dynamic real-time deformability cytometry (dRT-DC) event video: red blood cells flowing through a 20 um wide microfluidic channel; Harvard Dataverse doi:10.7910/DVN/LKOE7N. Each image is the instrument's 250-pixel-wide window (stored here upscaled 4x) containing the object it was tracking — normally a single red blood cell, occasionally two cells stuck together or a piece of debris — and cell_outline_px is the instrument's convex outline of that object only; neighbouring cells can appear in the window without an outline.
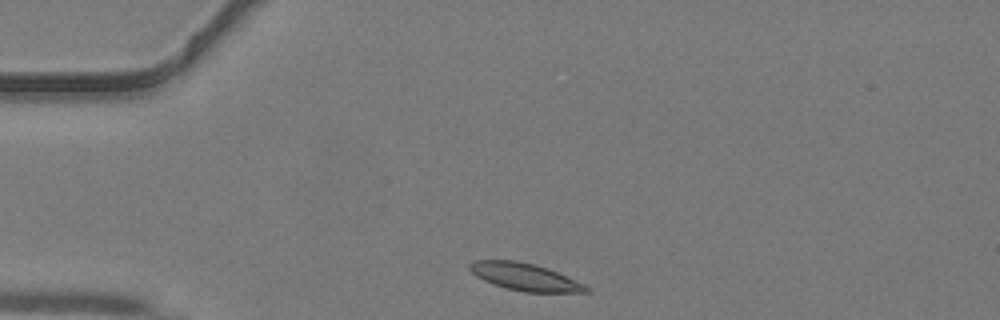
{"species": "common noctule bat (a hibernating species)", "species_latin": "Nyctalus noctula", "temperature_condition": "warm", "stored_images_in_passage": 34, "camera_frame_rate_fps": 3000, "um_per_image_px": 0.085, "animal": {"sex": "male", "body_mass_g": 19.2, "forearm_length_mm": 51.8}, "frame": {"image": 1, "passage_image": 1, "time_ms": 0.0, "image_size_px": [1000, 320], "cell_outline_px": [[592, 292], [524, 292], [508, 288], [484, 280], [476, 276], [468, 268], [468, 264], [472, 260], [516, 260], [536, 264], [548, 268], [584, 284]], "centroid_in_image_um": [44.6, 23.51], "position_along_channel_um": 40.4, "area_um2": 18.44}}
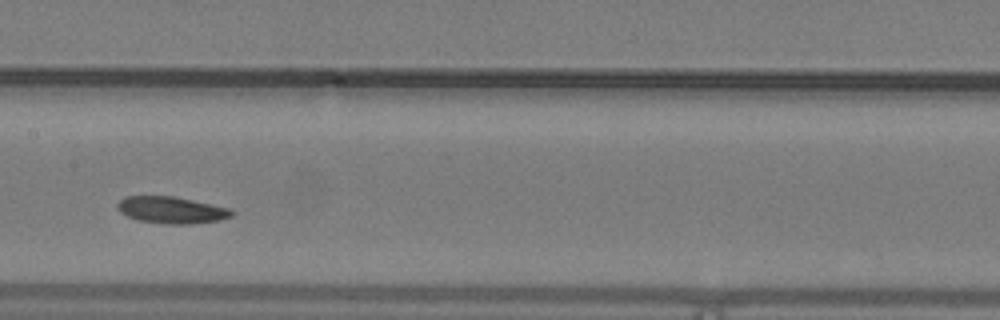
{"frame": {"image": 2, "passage_image": 13, "time_ms": 4.0, "image_size_px": [1000, 320], "cell_outline_px": [[232, 216], [220, 220], [192, 224], [164, 224], [140, 220], [128, 216], [120, 212], [120, 200], [124, 196], [172, 196], [232, 208]], "centroid_in_image_um": [14.63, 17.85], "position_along_channel_um": 192.8, "area_um2": 17.63}}
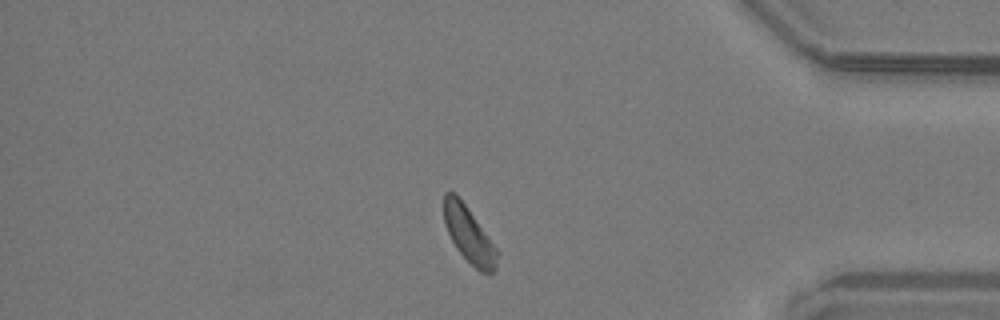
{"frame": {"image": 3, "passage_image": 28, "time_ms": 9.0, "image_size_px": [1000, 320], "cell_outline_px": [[496, 268], [488, 276], [480, 272], [456, 248], [444, 224], [444, 192], [452, 192], [464, 204], [496, 248]], "centroid_in_image_um": [39.84, 19.99], "position_along_channel_um": 395.4, "area_um2": 16.59}}